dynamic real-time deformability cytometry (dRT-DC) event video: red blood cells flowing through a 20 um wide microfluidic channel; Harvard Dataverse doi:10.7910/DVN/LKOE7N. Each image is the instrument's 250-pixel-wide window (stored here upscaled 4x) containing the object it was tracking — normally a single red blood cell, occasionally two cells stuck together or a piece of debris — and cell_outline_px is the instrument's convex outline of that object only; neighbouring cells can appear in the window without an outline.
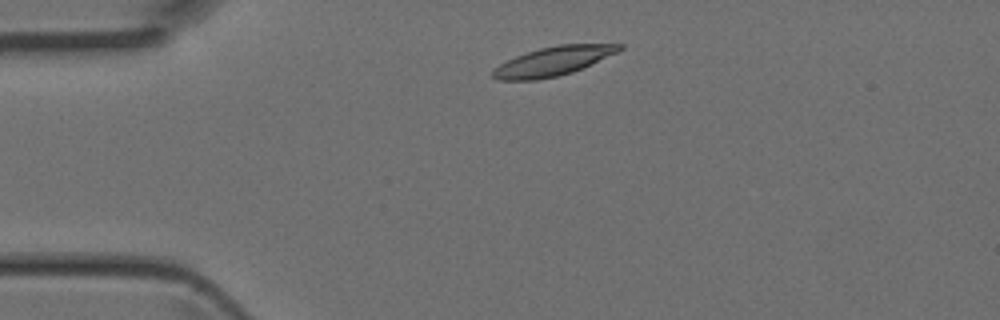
{"species": "Egyptian fruit bat (a non-hibernating species)", "species_latin": "Rousettus aegyptiacus", "temperature_condition": "room temperature", "stored_images_in_passage": 4, "camera_frame_rate_fps": 3000, "um_per_image_px": 0.085, "animal": {"sex": "female"}, "frame": {"image": 1, "passage_image": 2, "time_ms": 0.333, "image_size_px": [1000, 320], "cell_outline_px": [[624, 48], [616, 52], [572, 72], [556, 76], [536, 80], [500, 80], [492, 76], [492, 72], [500, 64], [516, 56], [540, 48], [560, 44], [624, 44]], "centroid_in_image_um": [47.01, 5.2], "position_along_channel_um": 38.0, "area_um2": 20.87}}
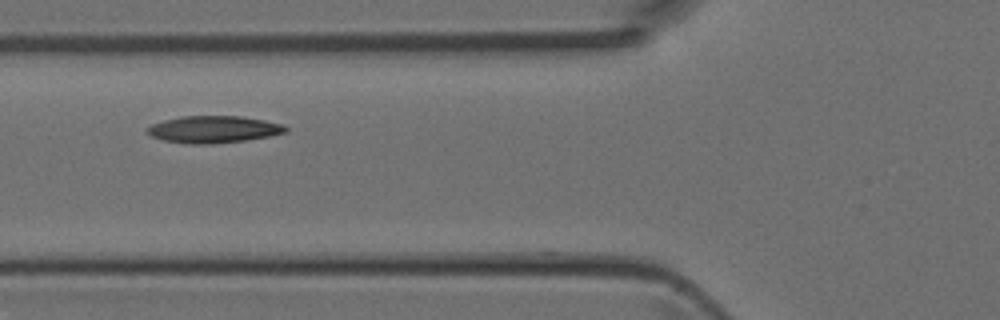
{"frame": {"image": 2, "passage_image": 4, "time_ms": 1.0, "image_size_px": [1000, 320], "cell_outline_px": [[288, 132], [268, 136], [244, 140], [208, 144], [188, 144], [164, 140], [152, 136], [148, 132], [148, 128], [152, 124], [164, 120], [180, 116], [240, 116], [264, 120], [284, 124], [288, 128]], "centroid_in_image_um": [18.18, 10.99], "position_along_channel_um": 107.6, "area_um2": 21.62}}